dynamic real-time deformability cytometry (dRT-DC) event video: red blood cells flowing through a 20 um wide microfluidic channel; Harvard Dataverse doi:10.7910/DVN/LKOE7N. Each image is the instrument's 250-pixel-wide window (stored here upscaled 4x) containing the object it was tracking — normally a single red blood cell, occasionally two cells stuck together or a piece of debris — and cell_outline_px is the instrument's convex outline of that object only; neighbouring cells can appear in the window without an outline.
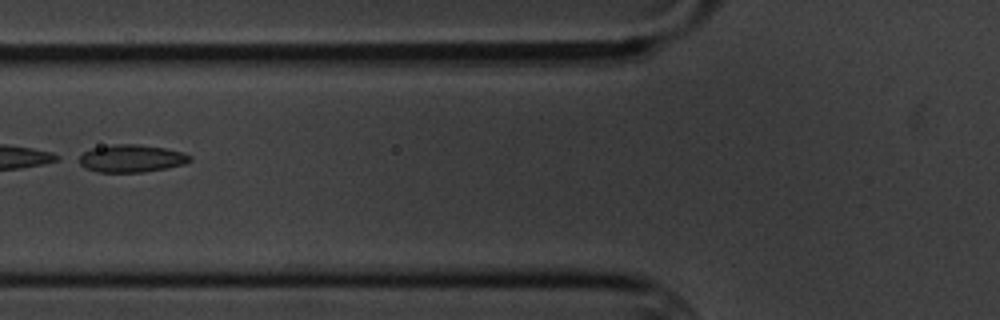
{"species": "common noctule bat (a hibernating species)", "species_latin": "Nyctalus noctula", "temperature_condition": "cold", "stored_images_in_passage": 6, "camera_frame_rate_fps": 3000, "um_per_image_px": 0.085, "animal": {"sex": "male", "body_mass_g": 20.1, "forearm_length_mm": 53.5}, "frame": {"image": 1, "passage_image": 6, "time_ms": 6.0, "image_size_px": [1000, 320], "cell_outline_px": [[192, 160], [184, 164], [164, 168], [140, 172], [96, 172], [84, 168], [80, 164], [76, 156], [92, 148], [112, 144], [140, 144], [164, 148], [184, 152], [192, 156]], "centroid_in_image_um": [11.13, 13.46], "position_along_channel_um": 114.7, "area_um2": 17.98}}